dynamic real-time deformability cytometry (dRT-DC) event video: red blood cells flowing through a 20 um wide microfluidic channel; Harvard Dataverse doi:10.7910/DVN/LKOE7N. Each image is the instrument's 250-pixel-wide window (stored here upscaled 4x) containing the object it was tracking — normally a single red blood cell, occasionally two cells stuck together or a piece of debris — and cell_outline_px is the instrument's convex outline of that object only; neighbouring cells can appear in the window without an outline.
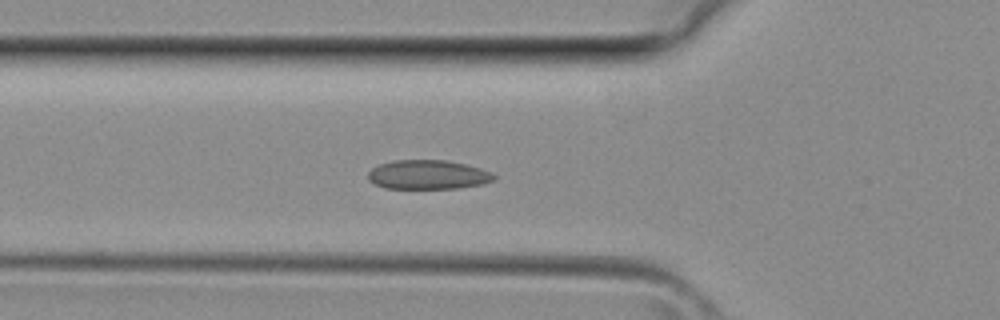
{"species": "common noctule bat (a hibernating species)", "species_latin": "Nyctalus noctula", "temperature_condition": "room temperature", "stored_images_in_passage": 34, "camera_frame_rate_fps": 3000, "um_per_image_px": 0.085, "animal": {"sex": "female", "body_mass_g": 29.2, "forearm_length_mm": 56.3}, "frame": {"image": 1, "passage_image": 12, "time_ms": 3.667, "image_size_px": [1000, 320], "cell_outline_px": [[496, 176], [492, 180], [484, 184], [460, 188], [384, 188], [368, 180], [368, 172], [372, 168], [380, 164], [392, 160], [448, 160], [480, 168], [492, 172]], "centroid_in_image_um": [36.38, 14.84], "position_along_channel_um": 89.4, "area_um2": 21.44}}
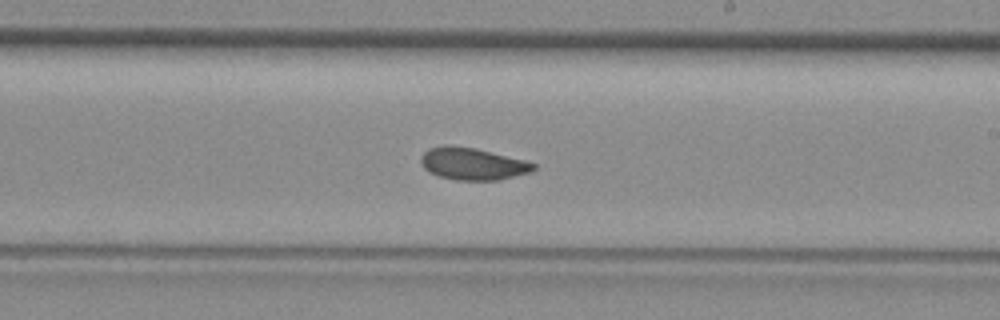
{"frame": {"image": 2, "passage_image": 21, "time_ms": 6.667, "image_size_px": [1000, 320], "cell_outline_px": [[536, 168], [532, 172], [496, 180], [456, 180], [440, 176], [428, 172], [424, 168], [420, 160], [420, 156], [428, 148], [476, 148], [524, 160], [536, 164]], "centroid_in_image_um": [40.21, 13.96], "position_along_channel_um": 248.8, "area_um2": 20.46}}
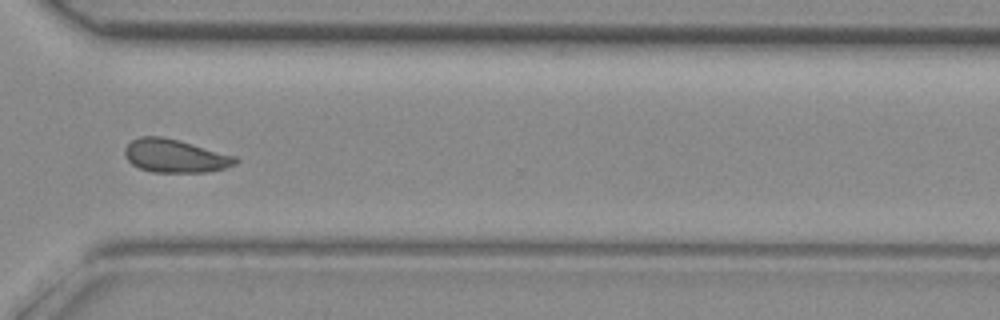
{"frame": {"image": 3, "passage_image": 27, "time_ms": 8.667, "image_size_px": [1000, 320], "cell_outline_px": [[240, 160], [236, 164], [224, 168], [208, 172], [152, 172], [140, 168], [132, 164], [124, 156], [124, 148], [132, 140], [140, 136], [160, 136], [176, 140], [236, 156]], "centroid_in_image_um": [14.87, 13.26], "position_along_channel_um": 355.7, "area_um2": 21.27}}